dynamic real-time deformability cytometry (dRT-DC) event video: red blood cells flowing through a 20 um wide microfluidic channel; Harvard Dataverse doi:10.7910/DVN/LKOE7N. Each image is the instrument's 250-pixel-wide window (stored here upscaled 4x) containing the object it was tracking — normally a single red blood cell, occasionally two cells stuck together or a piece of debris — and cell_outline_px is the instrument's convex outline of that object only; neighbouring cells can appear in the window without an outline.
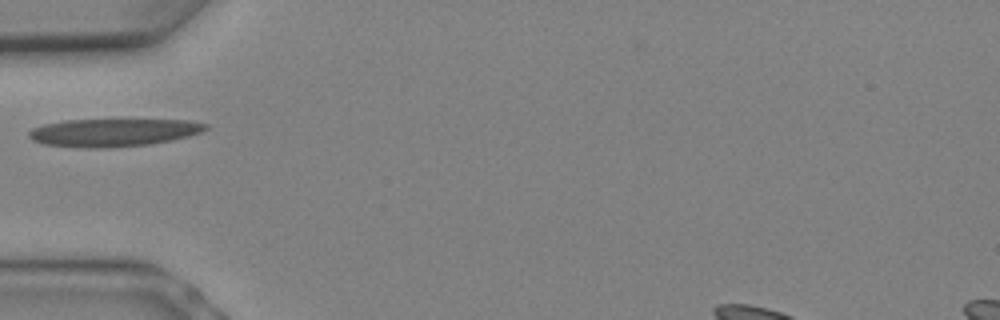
{"species": "Egyptian fruit bat (a non-hibernating species)", "species_latin": "Rousettus aegyptiacus", "temperature_condition": "warm", "stored_images_in_passage": 3, "camera_frame_rate_fps": 3000, "um_per_image_px": 0.085, "animal": {"sex": "female"}, "frame": {"image": 1, "passage_image": 1, "time_ms": 0.0, "image_size_px": [1000, 320], "cell_outline_px": [[208, 128], [200, 132], [188, 136], [172, 140], [152, 144], [108, 148], [88, 148], [44, 144], [32, 140], [28, 136], [28, 132], [32, 128], [44, 124], [64, 120], [188, 120], [208, 124]], "centroid_in_image_um": [9.62, 11.27], "position_along_channel_um": 75.4, "area_um2": 28.67}}
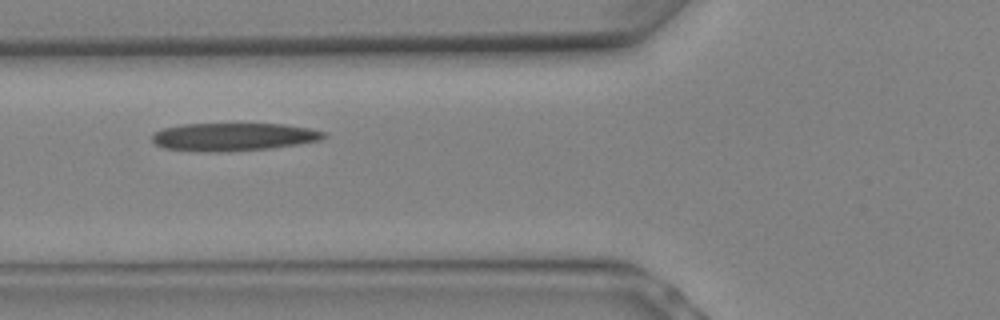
{"frame": {"image": 2, "passage_image": 2, "time_ms": 0.333, "image_size_px": [1000, 320], "cell_outline_px": [[328, 136], [320, 140], [300, 144], [272, 148], [224, 152], [200, 152], [164, 148], [156, 144], [152, 140], [152, 136], [156, 132], [164, 128], [184, 124], [284, 124], [308, 128], [324, 132]], "centroid_in_image_um": [19.86, 11.64], "position_along_channel_um": 105.9, "area_um2": 28.03}}